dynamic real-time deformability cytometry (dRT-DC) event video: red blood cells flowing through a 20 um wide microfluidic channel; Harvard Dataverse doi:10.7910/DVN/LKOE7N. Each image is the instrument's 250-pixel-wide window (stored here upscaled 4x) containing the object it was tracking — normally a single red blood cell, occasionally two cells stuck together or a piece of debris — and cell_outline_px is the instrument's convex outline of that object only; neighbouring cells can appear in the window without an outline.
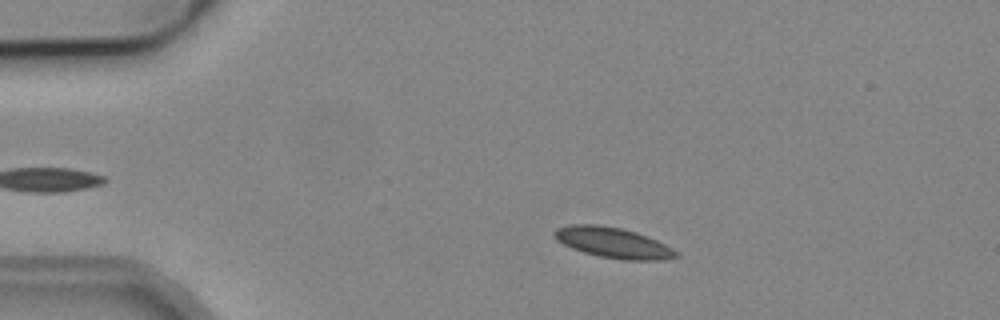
{"species": "common noctule bat (a hibernating species)", "species_latin": "Nyctalus noctula", "temperature_condition": "cold", "stored_images_in_passage": 43, "camera_frame_rate_fps": 3000, "um_per_image_px": 0.085, "animal": {"sex": "male", "body_mass_g": 19.2, "forearm_length_mm": 51.8}, "frame": {"image": 1, "passage_image": 7, "time_ms": 2.0, "image_size_px": [1000, 320], "cell_outline_px": [[680, 256], [656, 260], [620, 260], [600, 256], [584, 252], [572, 248], [556, 240], [552, 236], [552, 232], [556, 228], [572, 224], [596, 224], [620, 228], [636, 232], [656, 240], [680, 252]], "centroid_in_image_um": [52.09, 20.62], "position_along_channel_um": 32.9, "area_um2": 21.62}}
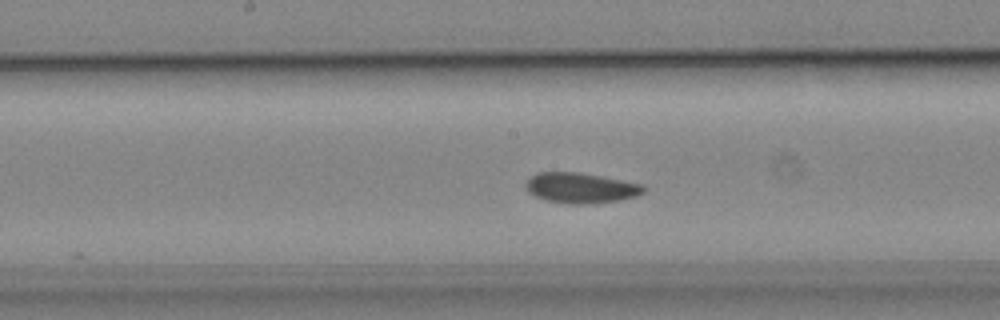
{"frame": {"image": 2, "passage_image": 24, "time_ms": 7.667, "image_size_px": [1000, 320], "cell_outline_px": [[644, 192], [636, 196], [616, 200], [584, 204], [568, 204], [548, 200], [536, 196], [528, 192], [524, 188], [524, 184], [536, 172], [580, 172], [644, 184]], "centroid_in_image_um": [49.34, 15.96], "position_along_channel_um": 198.9, "area_um2": 20.75}}
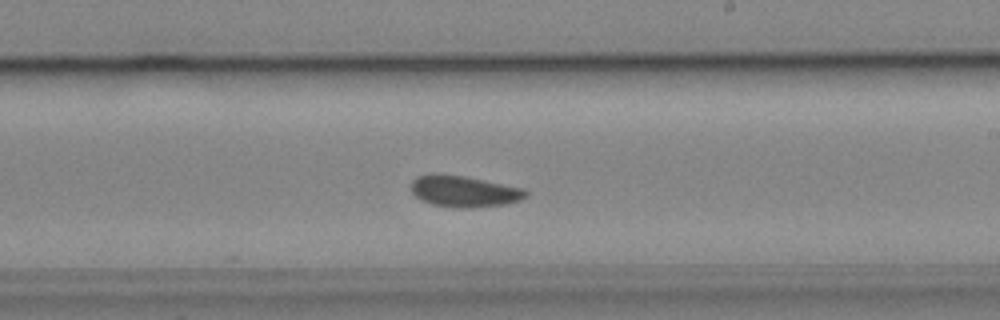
{"frame": {"image": 3, "passage_image": 28, "time_ms": 9.0, "image_size_px": [1000, 320], "cell_outline_px": [[528, 196], [520, 200], [504, 204], [472, 208], [456, 208], [432, 204], [420, 200], [412, 192], [412, 180], [416, 176], [432, 172], [464, 176], [524, 188], [528, 192]], "centroid_in_image_um": [39.42, 16.25], "position_along_channel_um": 249.6, "area_um2": 21.15}, "authors_computed_cell_mechanics": {"area_um2": 20.4034, "velocity_mm_per_s": 3.8254, "shape_relaxation_time_tau1_ms": null, "shape_relaxation_time_tau2_ms": 2.8503, "deformation_change_tau1": null, "deformation_change_tau2": 0.0432}}